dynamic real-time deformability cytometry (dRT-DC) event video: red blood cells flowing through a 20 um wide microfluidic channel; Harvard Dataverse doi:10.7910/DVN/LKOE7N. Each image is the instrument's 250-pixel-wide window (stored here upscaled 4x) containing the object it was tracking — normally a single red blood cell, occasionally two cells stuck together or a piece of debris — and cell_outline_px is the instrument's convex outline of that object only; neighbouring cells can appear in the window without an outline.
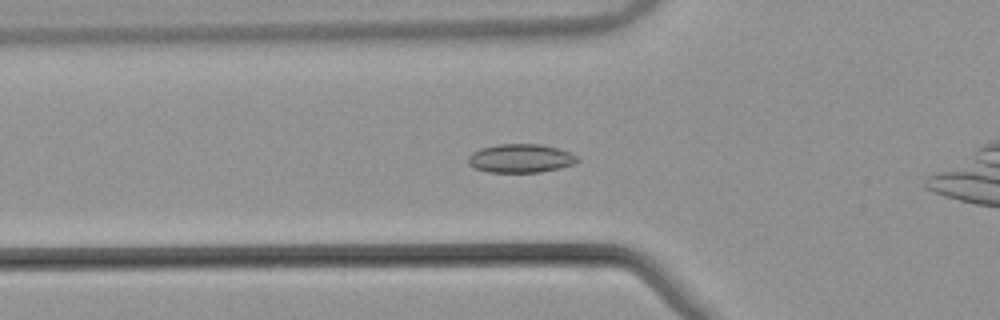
{"species": "common noctule bat (a hibernating species)", "species_latin": "Nyctalus noctula", "temperature_condition": "warm", "stored_images_in_passage": 46, "camera_frame_rate_fps": 3000, "um_per_image_px": 0.085, "animal": {"sex": "male", "body_mass_g": 21.5, "forearm_length_mm": 52.0}, "frame": {"image": 1, "passage_image": 10, "time_ms": 3.0, "image_size_px": [1000, 320], "cell_outline_px": [[580, 160], [572, 164], [560, 168], [540, 172], [488, 172], [476, 168], [468, 164], [468, 156], [472, 152], [480, 148], [500, 144], [540, 144], [556, 148], [568, 152], [576, 156]], "centroid_in_image_um": [44.22, 13.46], "position_along_channel_um": 81.6, "area_um2": 18.09}}
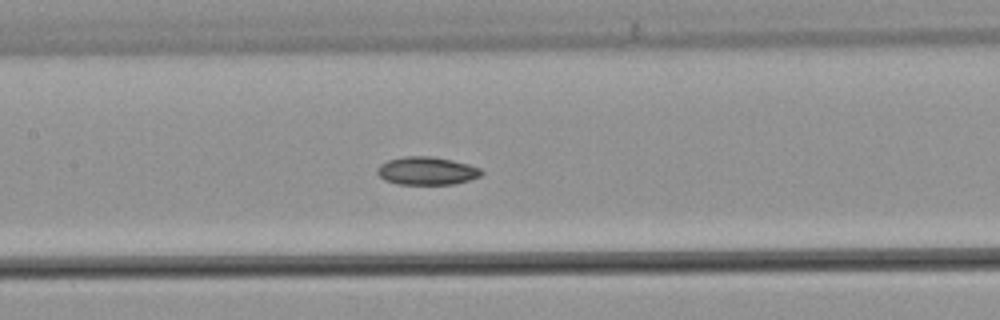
{"frame": {"image": 2, "passage_image": 17, "time_ms": 5.333, "image_size_px": [1000, 320], "cell_outline_px": [[484, 172], [480, 176], [468, 180], [452, 184], [396, 184], [384, 180], [376, 172], [376, 168], [380, 164], [388, 160], [404, 156], [432, 156], [452, 160], [468, 164], [480, 168]], "centroid_in_image_um": [36.25, 14.52], "position_along_channel_um": 171.2, "area_um2": 17.05}}
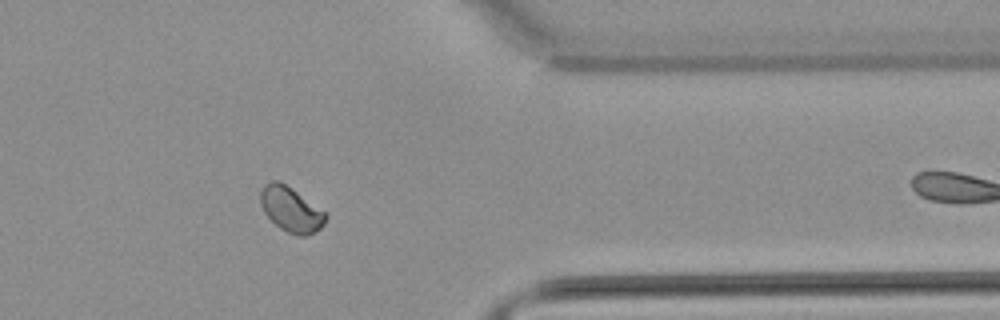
{"frame": {"image": 3, "passage_image": 35, "time_ms": 11.333, "image_size_px": [1000, 320], "cell_outline_px": [[328, 216], [324, 224], [320, 228], [304, 236], [296, 236], [280, 228], [264, 212], [260, 204], [260, 188], [264, 184], [272, 180], [280, 180], [328, 212]], "centroid_in_image_um": [24.74, 17.76], "position_along_channel_um": 386.7, "area_um2": 17.34}, "authors_computed_cell_mechanics": {"area_um2": 17.1666, "velocity_mm_per_s": 3.8226, "shape_relaxation_time_tau1_ms": null, "shape_relaxation_time_tau2_ms": 8.4398, "deformation_change_tau1": null, "deformation_change_tau2": 0.0592}}